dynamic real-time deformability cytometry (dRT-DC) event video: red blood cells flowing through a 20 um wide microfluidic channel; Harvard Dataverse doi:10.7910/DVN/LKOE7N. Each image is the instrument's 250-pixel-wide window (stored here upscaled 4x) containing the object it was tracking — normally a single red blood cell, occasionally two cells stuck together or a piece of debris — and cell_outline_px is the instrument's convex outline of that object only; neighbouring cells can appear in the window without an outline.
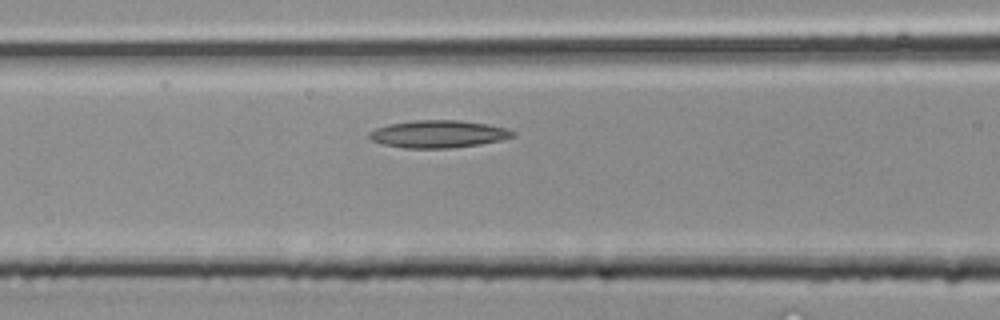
{"species": "common noctule bat (a hibernating species)", "species_latin": "Nyctalus noctula", "temperature_condition": "room temperature", "stored_images_in_passage": 24, "camera_frame_rate_fps": 3000, "um_per_image_px": 0.085, "animal": {"sex": "male", "body_mass_g": 20.4}, "frame": {"image": 1, "passage_image": 9, "time_ms": 2.667, "image_size_px": [1000, 320], "cell_outline_px": [[516, 136], [500, 140], [480, 144], [452, 148], [404, 148], [384, 144], [372, 140], [368, 136], [368, 132], [376, 128], [388, 124], [416, 120], [456, 120], [488, 124], [508, 128], [516, 132]], "centroid_in_image_um": [37.28, 11.39], "position_along_channel_um": 129.3, "area_um2": 23.0}}
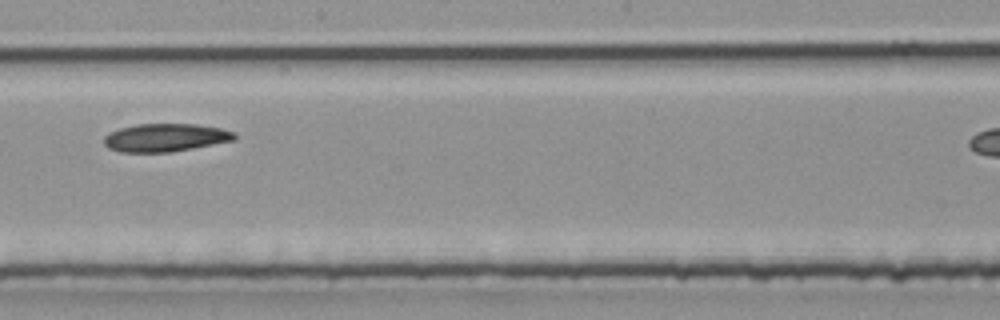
{"frame": {"image": 2, "passage_image": 14, "time_ms": 4.333, "image_size_px": [1000, 320], "cell_outline_px": [[236, 140], [192, 148], [168, 152], [120, 152], [108, 148], [104, 144], [104, 136], [108, 132], [120, 128], [140, 124], [196, 124], [220, 128], [236, 132]], "centroid_in_image_um": [14.05, 11.69], "position_along_channel_um": 234.1, "area_um2": 21.33}}
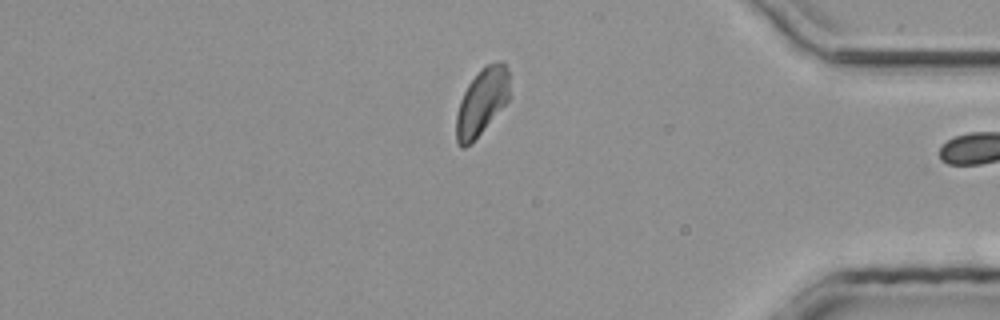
{"frame": {"image": 3, "passage_image": 23, "time_ms": 7.333, "image_size_px": [1000, 320], "cell_outline_px": [[508, 100], [480, 132], [464, 148], [460, 148], [456, 144], [456, 112], [460, 100], [468, 84], [484, 64], [496, 60], [500, 60], [508, 68]], "centroid_in_image_um": [40.92, 8.6], "position_along_channel_um": 394.3, "area_um2": 20.4}}